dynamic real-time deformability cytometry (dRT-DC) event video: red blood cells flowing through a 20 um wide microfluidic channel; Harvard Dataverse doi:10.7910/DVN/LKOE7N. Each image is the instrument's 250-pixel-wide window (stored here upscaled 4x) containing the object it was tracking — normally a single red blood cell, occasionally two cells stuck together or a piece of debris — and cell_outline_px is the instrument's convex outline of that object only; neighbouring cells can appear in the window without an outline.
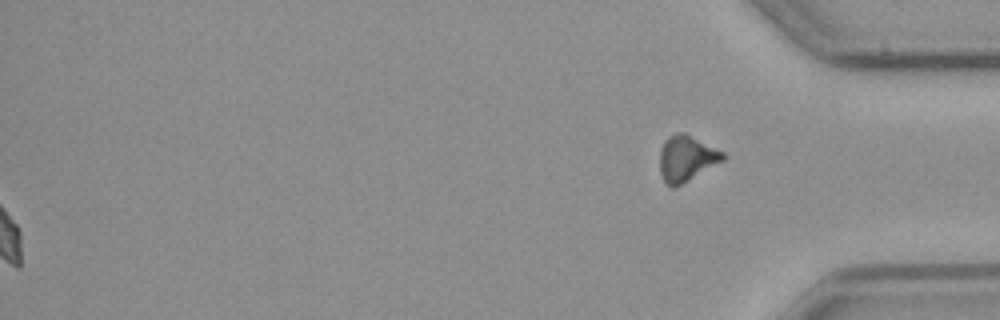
{"species": "common noctule bat (a hibernating species)", "species_latin": "Nyctalus noctula", "temperature_condition": "cold", "stored_images_in_passage": 58, "segment_of_instrument_passage": [2, 2], "camera_frame_rate_fps": 3000, "um_per_image_px": 0.085, "animal": {"sex": "male", "body_mass_g": 23.1, "forearm_length_mm": 52.7}, "frame": {"image": 1, "passage_image": 58, "time_ms": 19.0, "image_size_px": [1000, 320], "cell_outline_px": [[728, 156], [724, 160], [688, 180], [672, 188], [664, 180], [660, 172], [660, 148], [664, 140], [668, 136], [680, 132], [684, 132], [724, 152]], "centroid_in_image_um": [58.35, 13.44], "position_along_channel_um": 376.8, "area_um2": 16.7}}